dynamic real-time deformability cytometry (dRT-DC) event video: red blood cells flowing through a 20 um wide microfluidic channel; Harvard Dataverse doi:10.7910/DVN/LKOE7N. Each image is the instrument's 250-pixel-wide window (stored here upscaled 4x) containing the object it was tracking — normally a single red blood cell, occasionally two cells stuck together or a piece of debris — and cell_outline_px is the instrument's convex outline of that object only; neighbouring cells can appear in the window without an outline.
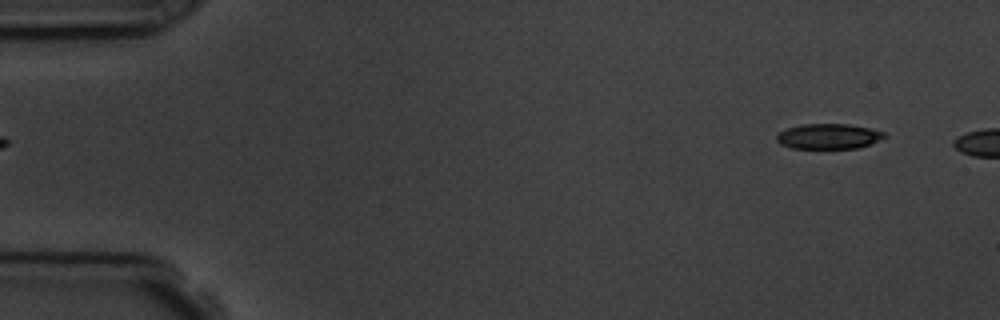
{"species": "common noctule bat (a hibernating species)", "species_latin": "Nyctalus noctula", "temperature_condition": "room temperature", "stored_images_in_passage": 3, "camera_frame_rate_fps": 3000, "um_per_image_px": 0.085, "animal": {"sex": "male", "body_mass_g": 19.5, "forearm_length_mm": 54.6}, "frame": {"image": 1, "passage_image": 1, "time_ms": 0.0, "image_size_px": [1000, 320], "cell_outline_px": [[888, 136], [868, 144], [856, 148], [792, 148], [780, 144], [776, 140], [776, 136], [780, 132], [788, 128], [800, 124], [848, 124], [872, 128], [884, 132]], "centroid_in_image_um": [70.43, 11.58], "position_along_channel_um": 14.6, "area_um2": 15.78}}